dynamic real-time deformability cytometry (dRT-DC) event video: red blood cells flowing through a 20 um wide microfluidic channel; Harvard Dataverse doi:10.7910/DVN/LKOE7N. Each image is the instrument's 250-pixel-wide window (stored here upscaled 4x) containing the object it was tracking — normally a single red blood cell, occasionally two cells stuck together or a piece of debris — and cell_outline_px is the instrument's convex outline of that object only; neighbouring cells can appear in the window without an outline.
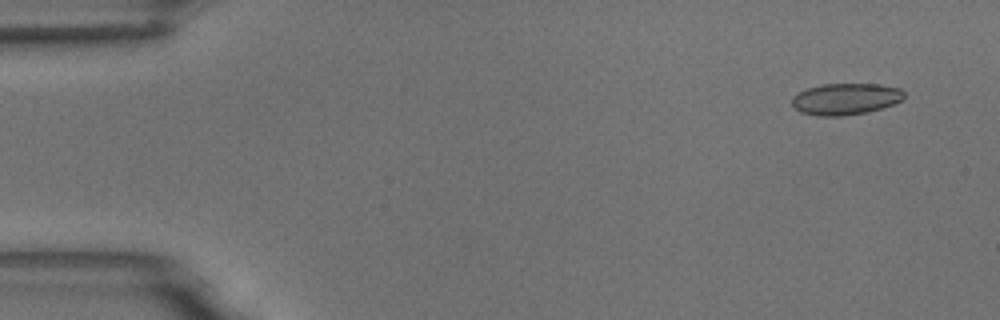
{"species": "common noctule bat (a hibernating species)", "species_latin": "Nyctalus noctula", "temperature_condition": "room temperature", "stored_images_in_passage": 6, "camera_frame_rate_fps": 3000, "um_per_image_px": 0.085, "animal": {"sex": "male", "body_mass_g": 18.8}, "frame": {"image": 1, "passage_image": 1, "time_ms": 0.0, "image_size_px": [1000, 320], "cell_outline_px": [[904, 96], [900, 100], [892, 104], [868, 112], [844, 116], [816, 116], [800, 112], [792, 104], [792, 96], [808, 88], [824, 84], [880, 84], [900, 88], [904, 92]], "centroid_in_image_um": [71.86, 8.42], "position_along_channel_um": 13.1, "area_um2": 20.52}}
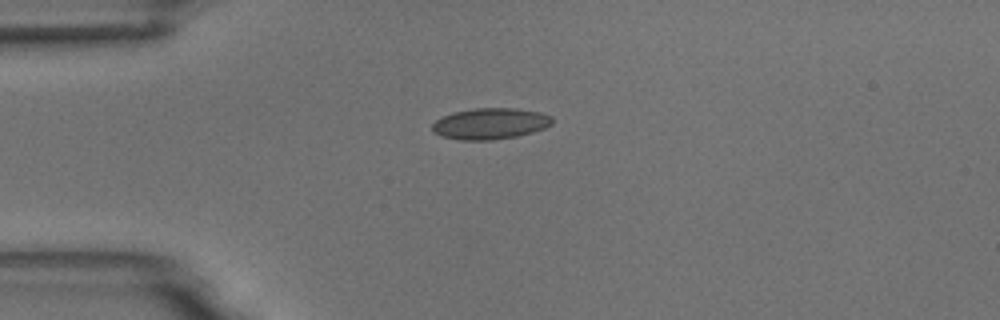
{"frame": {"image": 2, "passage_image": 4, "time_ms": 3.333, "image_size_px": [1000, 320], "cell_outline_px": [[552, 124], [544, 128], [532, 132], [516, 136], [492, 140], [460, 140], [444, 136], [432, 132], [432, 124], [436, 120], [452, 112], [472, 108], [516, 108], [540, 112], [552, 116]], "centroid_in_image_um": [41.67, 10.5], "position_along_channel_um": 43.3, "area_um2": 21.79}}